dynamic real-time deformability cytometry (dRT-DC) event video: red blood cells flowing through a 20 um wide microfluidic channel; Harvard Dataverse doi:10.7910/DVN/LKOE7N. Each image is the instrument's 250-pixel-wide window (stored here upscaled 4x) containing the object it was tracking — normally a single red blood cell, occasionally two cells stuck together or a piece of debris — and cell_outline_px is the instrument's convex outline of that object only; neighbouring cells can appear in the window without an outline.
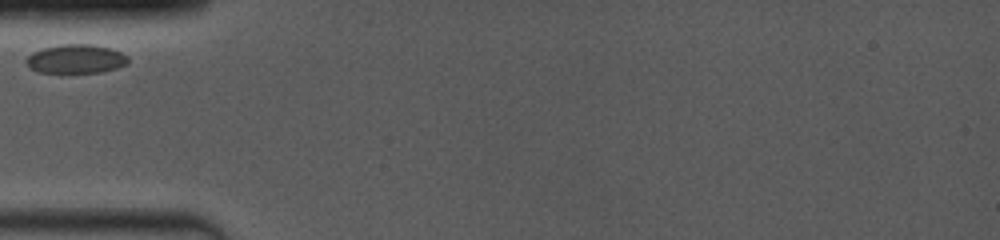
{"species": "common noctule bat (a hibernating species)", "species_latin": "Nyctalus noctula", "temperature_condition": "room temperature", "stored_images_in_passage": 25, "camera_frame_rate_fps": 4000, "um_per_image_px": 0.085, "animal": {"sex": "female", "body_mass_g": 19.0, "forearm_length_mm": 53.3}, "frame": {"image": 1, "passage_image": 1, "time_ms": 0.0, "image_size_px": [1000, 240], "cell_outline_px": [[128, 64], [116, 68], [100, 72], [36, 72], [28, 68], [24, 64], [24, 60], [32, 52], [44, 48], [60, 44], [88, 44], [108, 48], [120, 52], [128, 56]], "centroid_in_image_um": [6.39, 5.01], "position_along_channel_um": 78.6, "area_um2": 17.17}}
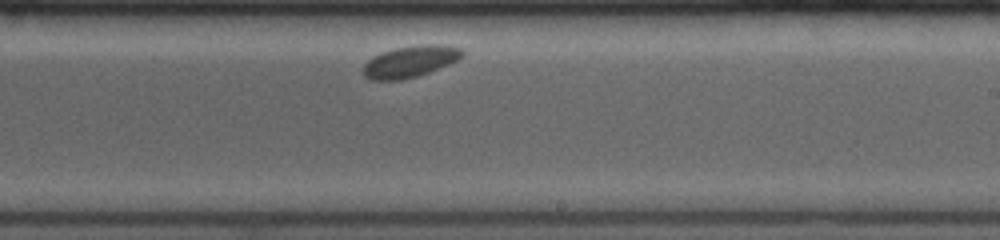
{"frame": {"image": 2, "passage_image": 15, "time_ms": 5.0, "image_size_px": [1000, 240], "cell_outline_px": [[464, 56], [448, 64], [428, 72], [416, 76], [400, 80], [372, 80], [364, 76], [364, 64], [372, 56], [396, 48], [424, 44], [444, 44], [464, 48]], "centroid_in_image_um": [34.9, 5.21], "position_along_channel_um": 254.1, "area_um2": 18.09}}
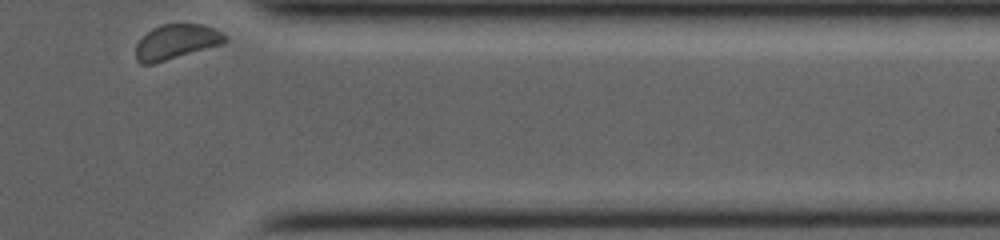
{"frame": {"image": 3, "passage_image": 25, "time_ms": 9.0, "image_size_px": [1000, 240], "cell_outline_px": [[228, 40], [224, 44], [152, 64], [140, 64], [136, 60], [136, 44], [152, 28], [164, 24], [204, 24], [220, 32]], "centroid_in_image_um": [14.98, 3.56], "position_along_channel_um": 396.4, "area_um2": 17.98}}